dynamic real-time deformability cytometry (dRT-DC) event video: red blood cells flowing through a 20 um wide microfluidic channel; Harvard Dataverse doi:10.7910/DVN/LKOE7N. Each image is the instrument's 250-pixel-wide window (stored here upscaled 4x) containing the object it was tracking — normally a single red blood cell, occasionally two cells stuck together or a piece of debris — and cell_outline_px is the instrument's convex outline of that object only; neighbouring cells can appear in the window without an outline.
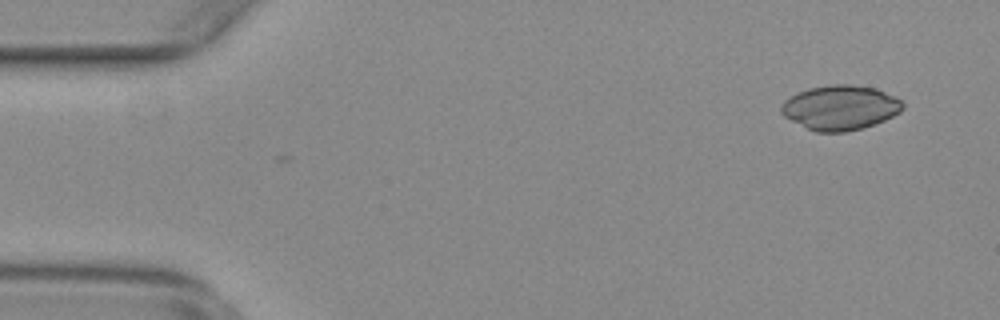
{"species": "common noctule bat (a hibernating species)", "species_latin": "Nyctalus noctula", "temperature_condition": "warm", "stored_images_in_passage": 2, "camera_frame_rate_fps": 3000, "um_per_image_px": 0.085, "animal": {"sex": "female", "body_mass_g": 29.2, "forearm_length_mm": 56.3}, "frame": {"image": 1, "passage_image": 2, "time_ms": 0.333, "image_size_px": [1000, 320], "cell_outline_px": [[904, 108], [900, 112], [884, 120], [848, 132], [816, 132], [784, 116], [780, 112], [780, 108], [784, 100], [796, 92], [808, 88], [832, 84], [852, 84], [876, 88], [896, 96], [904, 104]], "centroid_in_image_um": [71.42, 9.12], "position_along_channel_um": 13.6, "area_um2": 31.67}}